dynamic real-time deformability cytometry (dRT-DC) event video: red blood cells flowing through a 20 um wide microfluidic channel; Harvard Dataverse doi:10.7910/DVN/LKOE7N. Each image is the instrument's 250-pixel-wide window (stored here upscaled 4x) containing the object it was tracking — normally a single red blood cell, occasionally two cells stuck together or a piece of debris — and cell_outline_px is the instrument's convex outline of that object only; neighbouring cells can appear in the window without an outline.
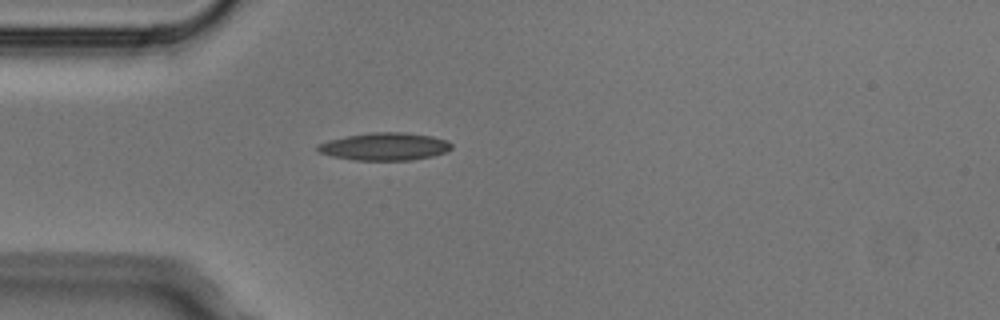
{"species": "Egyptian fruit bat (a non-hibernating species)", "species_latin": "Rousettus aegyptiacus", "temperature_condition": "cold", "stored_images_in_passage": 5, "camera_frame_rate_fps": 3000, "um_per_image_px": 0.085, "animal": {"sex": "male"}, "frame": {"image": 1, "passage_image": 5, "time_ms": 1.333, "image_size_px": [1000, 320], "cell_outline_px": [[452, 148], [448, 152], [432, 156], [412, 160], [352, 160], [332, 156], [320, 152], [316, 148], [316, 144], [328, 140], [348, 136], [372, 132], [404, 132], [432, 136], [448, 140], [452, 144]], "centroid_in_image_um": [32.73, 12.45], "position_along_channel_um": 52.3, "area_um2": 21.68}}